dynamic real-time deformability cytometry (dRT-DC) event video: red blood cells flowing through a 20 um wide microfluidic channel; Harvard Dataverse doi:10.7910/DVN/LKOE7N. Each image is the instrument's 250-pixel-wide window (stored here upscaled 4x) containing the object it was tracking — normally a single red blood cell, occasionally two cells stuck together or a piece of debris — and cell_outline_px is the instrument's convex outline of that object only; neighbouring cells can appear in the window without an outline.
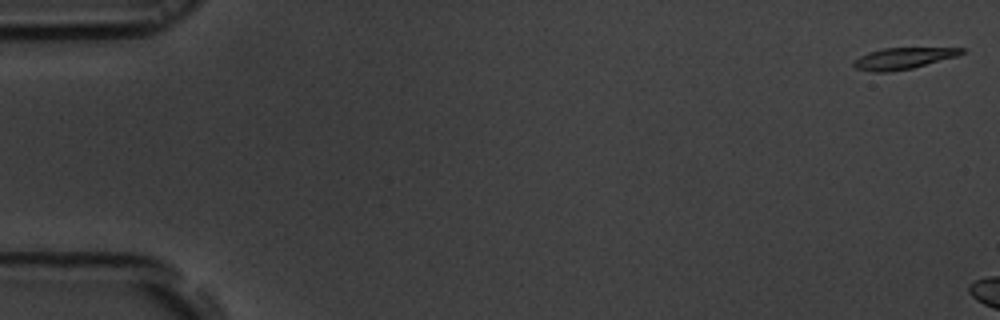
{"species": "common noctule bat (a hibernating species)", "species_latin": "Nyctalus noctula", "temperature_condition": "room temperature", "stored_images_in_passage": 7, "camera_frame_rate_fps": 3000, "um_per_image_px": 0.085, "animal": {"sex": "male", "body_mass_g": 19.5, "forearm_length_mm": 54.6}, "frame": {"image": 1, "passage_image": 1, "time_ms": 0.0, "image_size_px": [1000, 320], "cell_outline_px": [[964, 52], [956, 56], [912, 68], [888, 72], [872, 72], [856, 68], [852, 64], [852, 60], [868, 52], [884, 48], [964, 48]], "centroid_in_image_um": [76.7, 4.96], "position_along_channel_um": 8.3, "area_um2": 13.29}}